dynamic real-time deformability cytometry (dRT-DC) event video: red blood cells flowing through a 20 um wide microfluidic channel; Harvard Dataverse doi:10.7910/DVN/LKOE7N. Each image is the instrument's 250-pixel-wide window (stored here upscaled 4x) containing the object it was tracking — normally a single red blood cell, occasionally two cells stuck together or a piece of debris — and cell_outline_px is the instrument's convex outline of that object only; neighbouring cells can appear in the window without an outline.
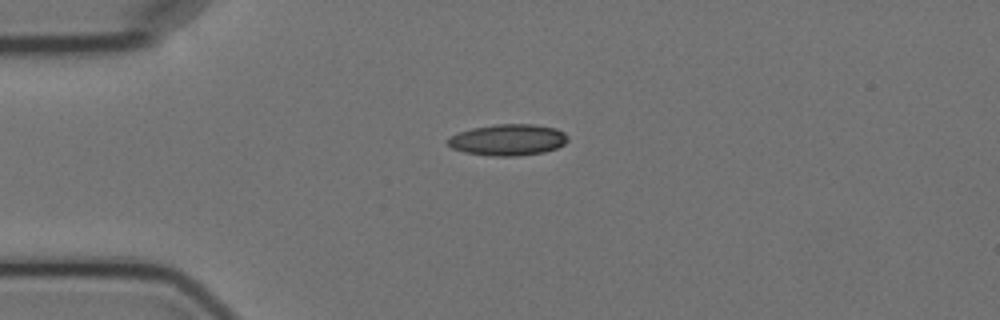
{"species": "Egyptian fruit bat (a non-hibernating species)", "species_latin": "Rousettus aegyptiacus", "temperature_condition": "cold", "stored_images_in_passage": 4, "camera_frame_rate_fps": 3000, "um_per_image_px": 0.085, "animal": {"sex": "female"}, "frame": {"image": 1, "passage_image": 4, "time_ms": 3.667, "image_size_px": [1000, 320], "cell_outline_px": [[568, 140], [564, 144], [556, 148], [544, 152], [516, 156], [492, 156], [464, 152], [452, 148], [448, 144], [448, 140], [452, 136], [460, 132], [472, 128], [496, 124], [532, 124], [556, 128], [564, 132], [568, 136]], "centroid_in_image_um": [43.21, 11.88], "position_along_channel_um": 41.8, "area_um2": 21.79}}